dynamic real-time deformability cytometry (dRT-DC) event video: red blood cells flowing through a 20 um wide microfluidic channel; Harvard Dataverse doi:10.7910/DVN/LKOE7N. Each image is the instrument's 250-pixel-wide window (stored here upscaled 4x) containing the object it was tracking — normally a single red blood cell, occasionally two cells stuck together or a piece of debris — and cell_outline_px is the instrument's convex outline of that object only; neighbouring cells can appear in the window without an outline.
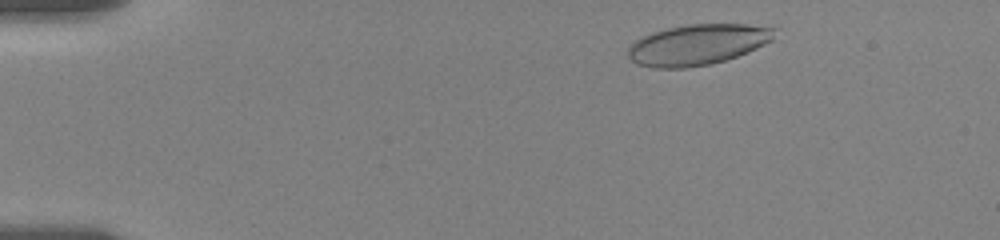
{"species": "human", "species_latin": "Homo sapiens", "temperature_condition": "room temperature", "stored_images_in_passage": 52, "camera_frame_rate_fps": 3000, "um_per_image_px": 0.085, "donor": {"sex": "female"}, "frame": {"image": 1, "passage_image": 4, "time_ms": 1.0, "image_size_px": [1000, 240], "cell_outline_px": [[776, 28], [772, 40], [748, 52], [724, 60], [708, 64], [684, 68], [652, 68], [636, 64], [628, 56], [628, 48], [640, 36], [652, 32], [668, 28], [688, 24], [744, 24]], "centroid_in_image_um": [59.26, 3.79], "position_along_channel_um": 25.7, "area_um2": 34.56}}
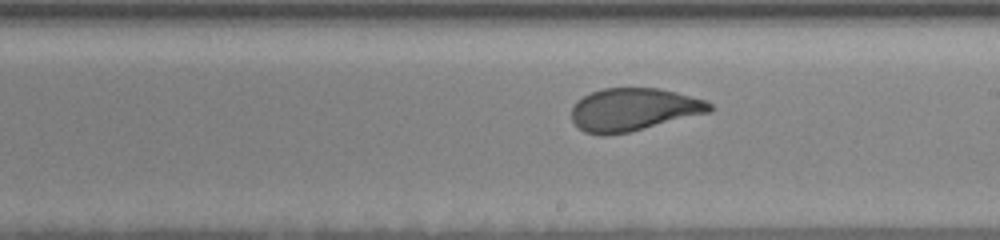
{"frame": {"image": 2, "passage_image": 29, "time_ms": 9.333, "image_size_px": [1000, 240], "cell_outline_px": [[716, 108], [708, 112], [628, 132], [604, 136], [600, 136], [584, 132], [572, 120], [572, 108], [576, 100], [592, 92], [604, 88], [660, 88], [676, 92], [704, 100], [712, 104]], "centroid_in_image_um": [53.82, 9.31], "position_along_channel_um": 235.2, "area_um2": 34.16}}
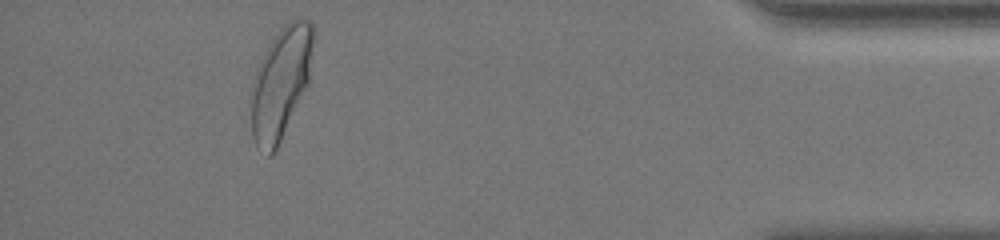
{"frame": {"image": 3, "passage_image": 48, "time_ms": 15.667, "image_size_px": [1000, 240], "cell_outline_px": [[312, 44], [308, 84], [276, 148], [268, 156], [256, 148], [252, 136], [252, 80], [256, 68], [264, 52], [280, 28], [288, 20], [296, 16], [300, 16], [308, 20], [312, 24]], "centroid_in_image_um": [23.84, 7.01], "position_along_channel_um": 411.4, "area_um2": 39.94}, "authors_computed_cell_mechanics": {"area_um2": 35.4314, "velocity_mm_per_s": 3.5324, "shape_relaxation_time_tau1_ms": 4.6309, "shape_relaxation_time_tau2_ms": null, "deformation_change_tau1": 0.1657, "deformation_change_tau2": null}}